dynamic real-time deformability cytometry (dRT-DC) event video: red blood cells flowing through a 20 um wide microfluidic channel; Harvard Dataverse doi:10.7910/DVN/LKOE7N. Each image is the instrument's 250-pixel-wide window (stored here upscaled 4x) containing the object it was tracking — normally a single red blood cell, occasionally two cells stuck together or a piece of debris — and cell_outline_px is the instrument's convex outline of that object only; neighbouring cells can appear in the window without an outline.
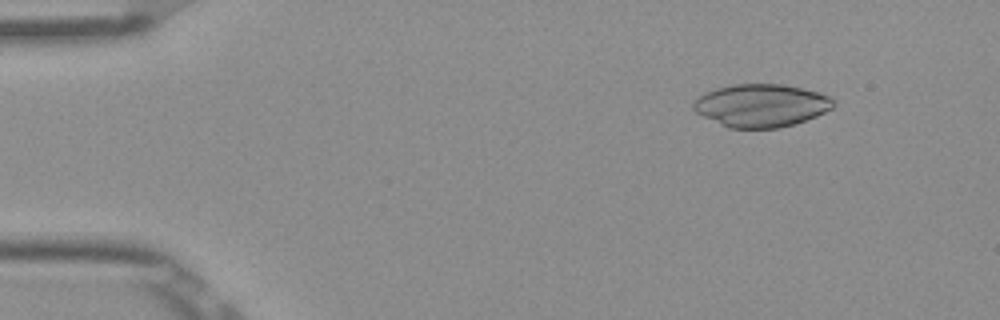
{"species": "Egyptian fruit bat (a non-hibernating species)", "species_latin": "Rousettus aegyptiacus", "temperature_condition": "room temperature", "stored_images_in_passage": 52, "camera_frame_rate_fps": 3000, "um_per_image_px": 0.085, "frame": {"image": 1, "passage_image": 6, "time_ms": 1.667, "image_size_px": [1000, 320], "cell_outline_px": [[836, 104], [832, 108], [816, 116], [780, 128], [728, 128], [696, 112], [692, 108], [692, 100], [704, 92], [716, 88], [732, 84], [780, 84], [820, 92], [828, 96]], "centroid_in_image_um": [64.66, 8.96], "position_along_channel_um": 20.3, "area_um2": 34.91}}
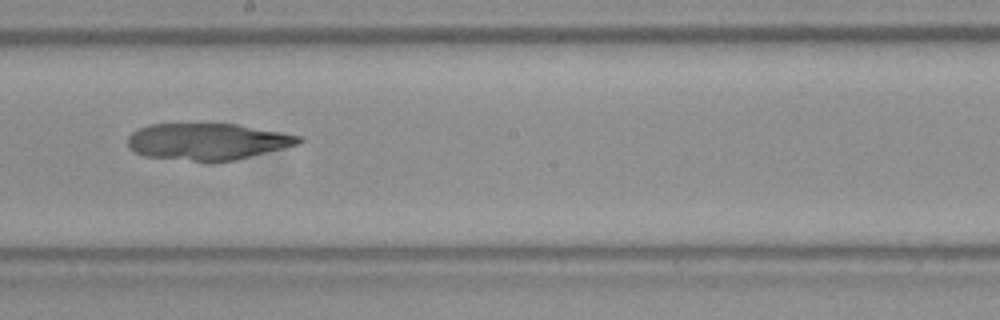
{"frame": {"image": 2, "passage_image": 29, "time_ms": 9.333, "image_size_px": [1000, 320], "cell_outline_px": [[304, 140], [300, 144], [236, 160], [212, 164], [208, 164], [144, 156], [128, 148], [128, 136], [132, 132], [148, 124], [236, 124], [304, 136]], "centroid_in_image_um": [17.65, 12.07], "position_along_channel_um": 230.5, "area_um2": 37.4}}
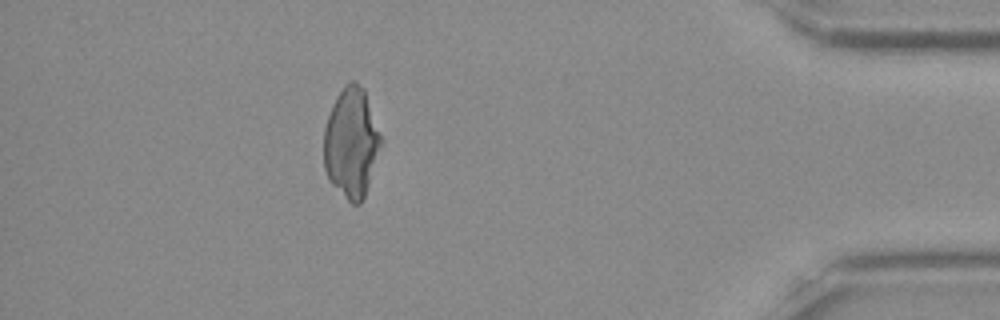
{"frame": {"image": 3, "passage_image": 46, "time_ms": 15.0, "image_size_px": [1000, 320], "cell_outline_px": [[384, 140], [364, 196], [360, 204], [352, 204], [328, 180], [324, 168], [324, 128], [332, 104], [336, 96], [348, 80], [356, 80], [364, 88]], "centroid_in_image_um": [29.88, 12.09], "position_along_channel_um": 405.3, "area_um2": 36.99}}